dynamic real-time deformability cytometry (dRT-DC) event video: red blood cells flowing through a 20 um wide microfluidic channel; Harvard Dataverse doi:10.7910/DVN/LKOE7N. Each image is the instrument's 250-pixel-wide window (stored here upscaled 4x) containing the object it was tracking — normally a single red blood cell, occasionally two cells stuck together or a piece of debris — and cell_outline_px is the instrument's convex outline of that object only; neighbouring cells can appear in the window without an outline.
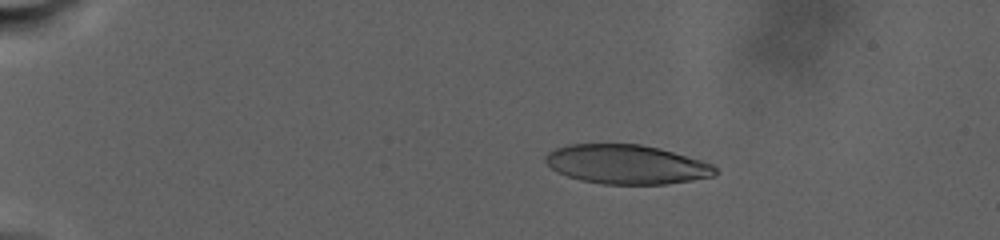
{"species": "human", "species_latin": "Homo sapiens", "temperature_condition": "warm", "stored_images_in_passage": 47, "camera_frame_rate_fps": 3000, "um_per_image_px": 0.085, "donor": {"sex": "male"}, "frame": {"image": 1, "passage_image": 9, "time_ms": 5.667, "image_size_px": [1000, 240], "cell_outline_px": [[716, 172], [712, 176], [692, 180], [668, 184], [600, 184], [580, 180], [556, 172], [544, 160], [544, 156], [548, 152], [556, 148], [568, 144], [640, 144], [660, 148], [700, 160], [712, 164], [716, 168]], "centroid_in_image_um": [53.22, 13.97], "position_along_channel_um": 31.8, "area_um2": 38.78}}
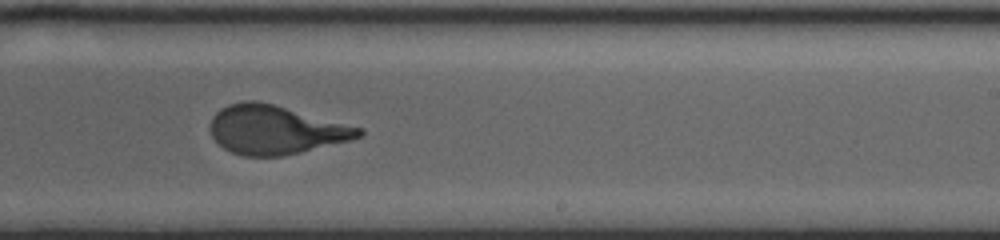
{"frame": {"image": 2, "passage_image": 31, "time_ms": 19.333, "image_size_px": [1000, 240], "cell_outline_px": [[364, 132], [360, 136], [352, 140], [300, 152], [280, 156], [244, 156], [232, 152], [224, 148], [212, 136], [212, 116], [220, 108], [228, 104], [244, 100], [256, 100], [272, 104], [364, 128]], "centroid_in_image_um": [23.43, 11.03], "position_along_channel_um": 265.6, "area_um2": 41.91}}
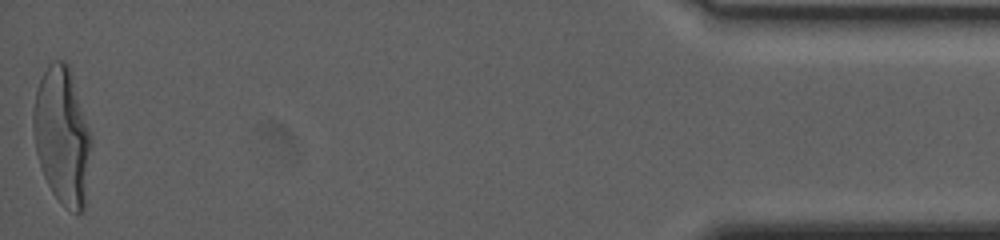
{"frame": {"image": 3, "passage_image": 47, "time_ms": 29.333, "image_size_px": [1000, 240], "cell_outline_px": [[92, 144], [84, 212], [76, 216], [60, 204], [52, 192], [44, 176], [36, 152], [32, 124], [32, 112], [36, 88], [48, 64], [52, 60], [64, 60], [68, 64], [92, 140]], "centroid_in_image_um": [5.28, 11.62], "position_along_channel_um": 429.9, "area_um2": 46.53}, "authors_computed_cell_mechanics": {"area_um2": 42.1362, "velocity_mm_per_s": 2.4097, "shape_relaxation_time_tau1_ms": 6.36, "shape_relaxation_time_tau2_ms": null, "deformation_change_tau1": 0.2397, "deformation_change_tau2": null}}